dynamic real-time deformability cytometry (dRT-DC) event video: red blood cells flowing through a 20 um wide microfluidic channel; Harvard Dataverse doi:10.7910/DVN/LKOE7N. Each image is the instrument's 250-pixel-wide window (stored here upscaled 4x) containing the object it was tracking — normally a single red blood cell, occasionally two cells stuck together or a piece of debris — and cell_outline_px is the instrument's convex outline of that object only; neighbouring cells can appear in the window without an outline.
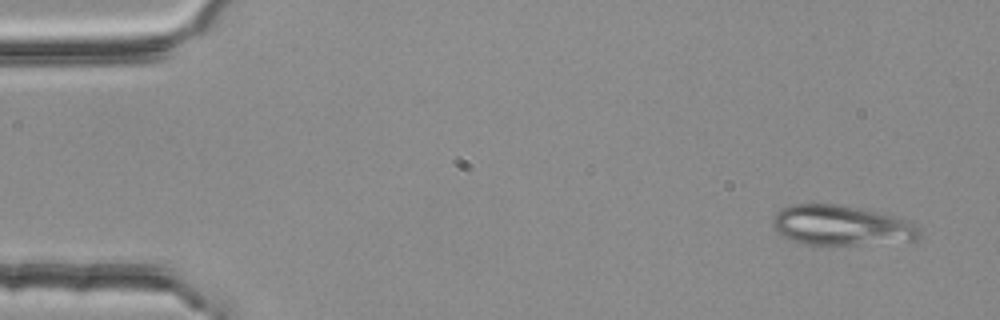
{"species": "common noctule bat (a hibernating species)", "species_latin": "Nyctalus noctula", "temperature_condition": "room temperature", "stored_images_in_passage": 3, "camera_frame_rate_fps": 3000, "um_per_image_px": 0.085, "animal": {"sex": "female", "body_mass_g": 25.1}, "frame": {"image": 1, "passage_image": 1, "time_ms": 0.0, "image_size_px": [1000, 320], "cell_outline_px": [[920, 236], [916, 240], [860, 244], [804, 244], [792, 240], [776, 232], [772, 224], [772, 216], [780, 208], [792, 204], [832, 204], [860, 208], [908, 220], [916, 224], [920, 228]], "centroid_in_image_um": [71.47, 19.15], "position_along_channel_um": 13.5, "area_um2": 34.04}}